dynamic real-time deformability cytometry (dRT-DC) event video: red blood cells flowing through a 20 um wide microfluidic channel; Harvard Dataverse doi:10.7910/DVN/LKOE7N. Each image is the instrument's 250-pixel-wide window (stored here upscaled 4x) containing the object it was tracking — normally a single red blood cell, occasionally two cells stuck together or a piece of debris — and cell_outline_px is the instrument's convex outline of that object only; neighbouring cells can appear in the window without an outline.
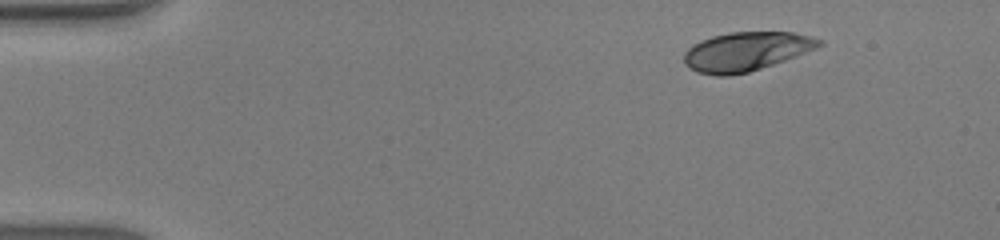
{"species": "human", "species_latin": "Homo sapiens", "temperature_condition": "warm", "stored_images_in_passage": 43, "camera_frame_rate_fps": 3000, "um_per_image_px": 0.085, "donor": {"sex": "male"}, "frame": {"image": 1, "passage_image": 1, "time_ms": 0.0, "image_size_px": [1000, 240], "cell_outline_px": [[824, 44], [816, 48], [796, 56], [748, 72], [728, 76], [716, 76], [696, 72], [688, 68], [684, 64], [684, 52], [692, 44], [712, 36], [728, 32], [792, 32], [812, 36], [824, 40]], "centroid_in_image_um": [63.4, 4.37], "position_along_channel_um": 21.6, "area_um2": 30.81}}
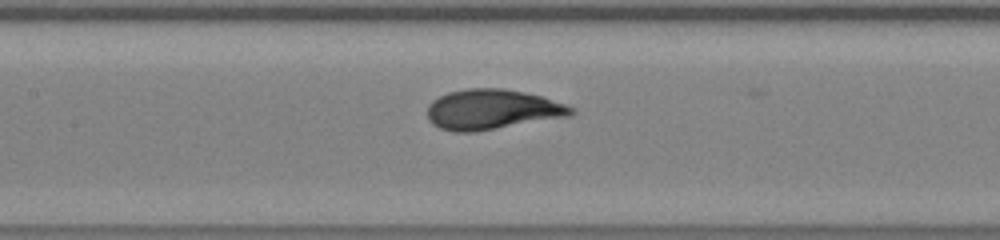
{"frame": {"image": 2, "passage_image": 18, "time_ms": 5.667, "image_size_px": [1000, 240], "cell_outline_px": [[576, 112], [572, 116], [476, 132], [456, 132], [440, 128], [432, 124], [428, 120], [428, 104], [432, 100], [448, 92], [468, 88], [504, 88], [524, 92], [540, 96], [576, 108]], "centroid_in_image_um": [41.84, 9.31], "position_along_channel_um": 165.6, "area_um2": 33.87}}
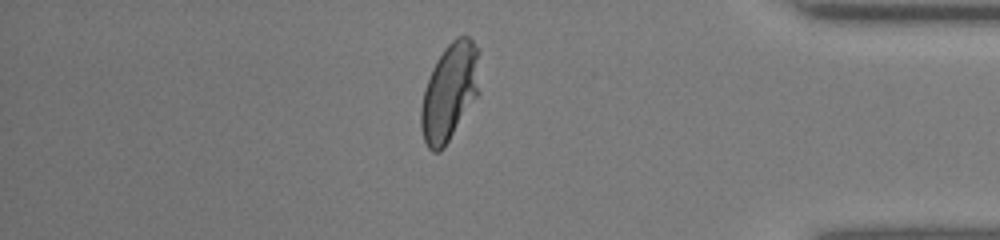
{"frame": {"image": 3, "passage_image": 36, "time_ms": 11.667, "image_size_px": [1000, 240], "cell_outline_px": [[480, 92], [444, 148], [440, 152], [432, 152], [428, 148], [424, 140], [420, 128], [420, 108], [424, 88], [432, 68], [436, 60], [444, 48], [456, 36], [468, 36], [480, 48]], "centroid_in_image_um": [38.24, 7.79], "position_along_channel_um": 397.0, "area_um2": 33.99}, "authors_computed_cell_mechanics": {"area_um2": 32.7148, "velocity_mm_per_s": 4.3354, "shape_relaxation_time_tau1_ms": 3.4069, "shape_relaxation_time_tau2_ms": null, "deformation_change_tau1": 0.1984, "deformation_change_tau2": null}}